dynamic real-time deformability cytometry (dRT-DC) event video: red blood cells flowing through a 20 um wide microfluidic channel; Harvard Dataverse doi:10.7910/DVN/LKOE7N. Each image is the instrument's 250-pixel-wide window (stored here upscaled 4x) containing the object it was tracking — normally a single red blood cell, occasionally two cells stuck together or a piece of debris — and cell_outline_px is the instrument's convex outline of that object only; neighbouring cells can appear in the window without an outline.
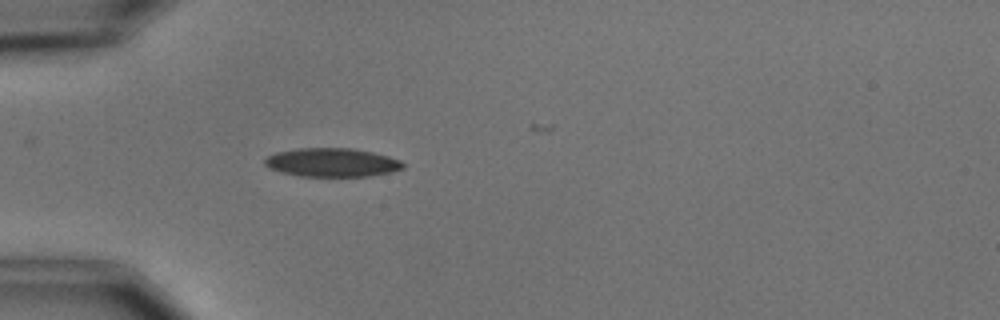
{"species": "common noctule bat (a hibernating species)", "species_latin": "Nyctalus noctula", "temperature_condition": "cold", "stored_images_in_passage": 2, "camera_frame_rate_fps": 3000, "um_per_image_px": 0.085, "animal": {"sex": "male", "body_mass_g": 15.6}, "frame": {"image": 1, "passage_image": 1, "time_ms": 0.0, "image_size_px": [1000, 320], "cell_outline_px": [[404, 168], [392, 172], [368, 176], [300, 176], [280, 172], [268, 168], [264, 164], [264, 160], [268, 156], [276, 152], [296, 148], [352, 148], [372, 152], [388, 156], [400, 160], [404, 164]], "centroid_in_image_um": [28.2, 13.81], "position_along_channel_um": 56.8, "area_um2": 23.18}}